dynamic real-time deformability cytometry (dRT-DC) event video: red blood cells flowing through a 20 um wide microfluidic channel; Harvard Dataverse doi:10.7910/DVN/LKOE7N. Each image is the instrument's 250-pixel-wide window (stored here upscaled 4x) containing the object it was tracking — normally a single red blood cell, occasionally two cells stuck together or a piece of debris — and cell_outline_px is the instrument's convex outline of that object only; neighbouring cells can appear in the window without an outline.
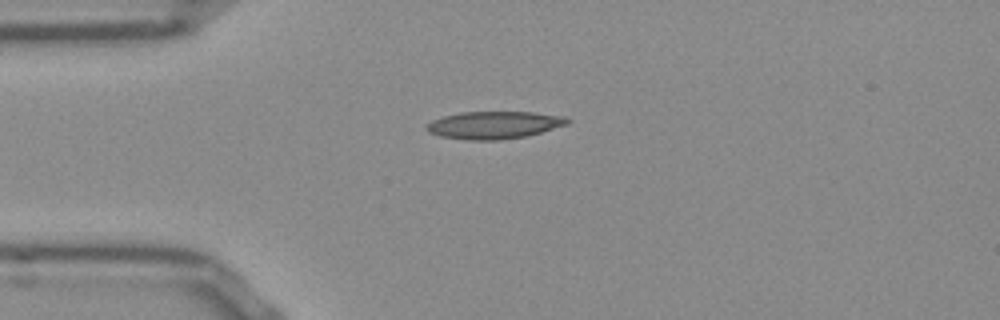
{"species": "Egyptian fruit bat (a non-hibernating species)", "species_latin": "Rousettus aegyptiacus", "temperature_condition": "room temperature", "stored_images_in_passage": 40, "camera_frame_rate_fps": 3000, "um_per_image_px": 0.085, "frame": {"image": 1, "passage_image": 1, "time_ms": 0.0, "image_size_px": [1000, 320], "cell_outline_px": [[572, 120], [568, 124], [540, 132], [524, 136], [496, 140], [468, 140], [440, 136], [428, 132], [424, 128], [424, 124], [432, 120], [444, 116], [460, 112], [532, 112], [564, 116]], "centroid_in_image_um": [41.95, 10.62], "position_along_channel_um": 43.0, "area_um2": 22.54}}
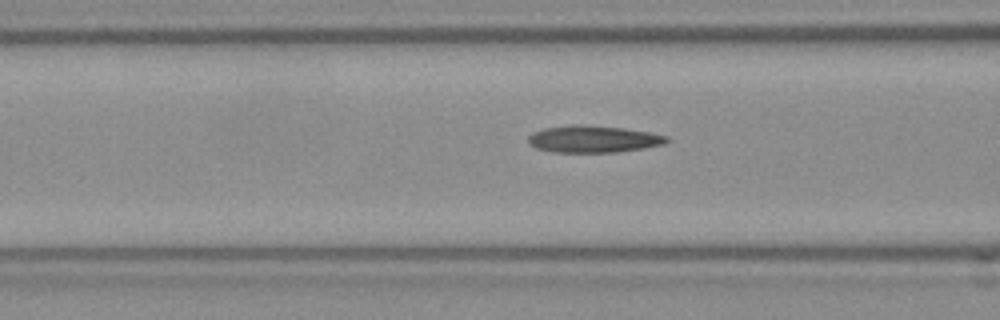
{"frame": {"image": 2, "passage_image": 8, "time_ms": 2.333, "image_size_px": [1000, 320], "cell_outline_px": [[668, 140], [664, 144], [644, 148], [616, 152], [552, 152], [536, 148], [528, 144], [528, 136], [532, 132], [544, 128], [572, 124], [584, 124], [624, 128], [648, 132], [668, 136]], "centroid_in_image_um": [50.39, 11.81], "position_along_channel_um": 116.2, "area_um2": 21.91}}
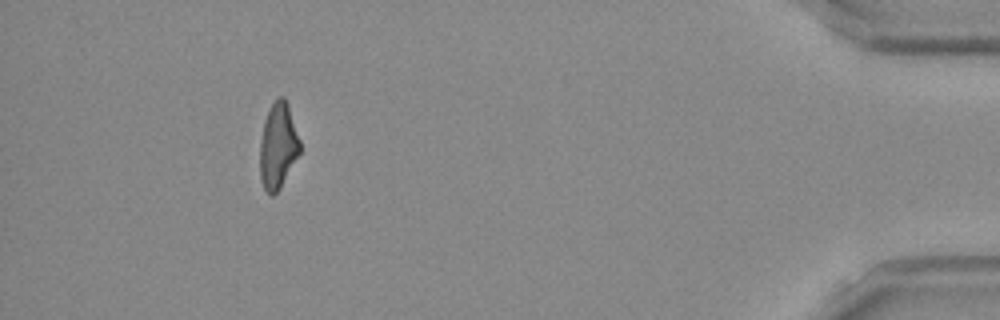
{"frame": {"image": 3, "passage_image": 36, "time_ms": 11.667, "image_size_px": [1000, 320], "cell_outline_px": [[300, 152], [280, 188], [272, 196], [264, 188], [260, 180], [260, 140], [264, 120], [268, 108], [280, 96], [284, 96], [288, 104], [300, 140]], "centroid_in_image_um": [23.62, 12.38], "position_along_channel_um": 411.6, "area_um2": 19.94}, "authors_computed_cell_mechanics": {"area_um2": 20.8947, "velocity_mm_per_s": 3.8646, "shape_relaxation_time_tau1_ms": null, "shape_relaxation_time_tau2_ms": 4.4097, "deformation_change_tau1": null, "deformation_change_tau2": 0.1429}}